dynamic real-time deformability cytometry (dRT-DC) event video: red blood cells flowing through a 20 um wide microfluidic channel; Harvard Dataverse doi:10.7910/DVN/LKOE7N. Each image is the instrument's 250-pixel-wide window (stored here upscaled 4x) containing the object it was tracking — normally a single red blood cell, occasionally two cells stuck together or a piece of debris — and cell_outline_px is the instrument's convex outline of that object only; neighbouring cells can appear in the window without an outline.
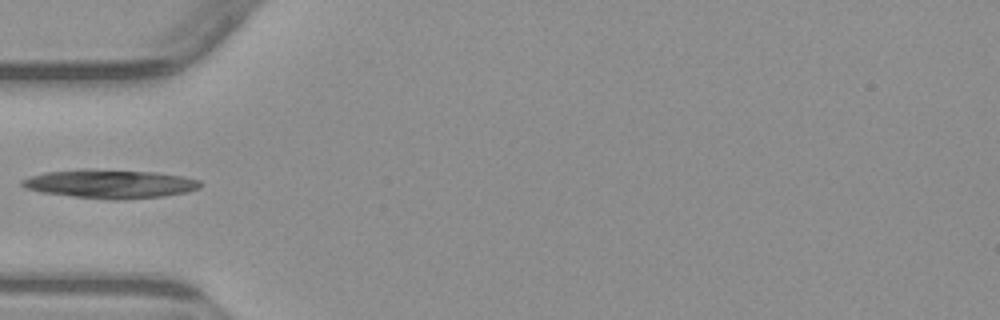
{"species": "common noctule bat (a hibernating species)", "species_latin": "Nyctalus noctula", "temperature_condition": "warm", "stored_images_in_passage": 3, "camera_frame_rate_fps": 3000, "um_per_image_px": 0.085, "animal": {"sex": "male", "body_mass_g": 23.1, "forearm_length_mm": 52.7}, "frame": {"image": 1, "passage_image": 2, "time_ms": 2.333, "image_size_px": [1000, 320], "cell_outline_px": [[200, 188], [184, 192], [164, 196], [116, 200], [112, 200], [72, 196], [40, 192], [24, 188], [20, 184], [20, 180], [44, 172], [80, 168], [88, 168], [156, 172], [184, 176], [200, 180]], "centroid_in_image_um": [9.31, 15.61], "position_along_channel_um": 75.7, "area_um2": 30.11}}
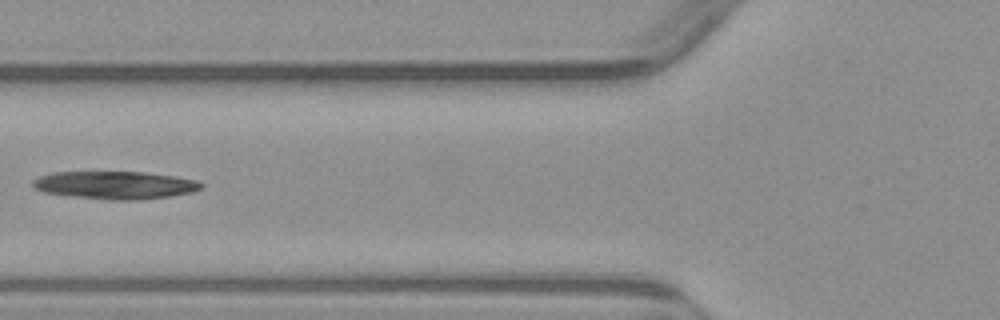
{"frame": {"image": 2, "passage_image": 3, "time_ms": 3.333, "image_size_px": [1000, 320], "cell_outline_px": [[204, 184], [200, 188], [192, 192], [168, 196], [140, 200], [108, 200], [72, 196], [44, 192], [36, 188], [32, 184], [32, 180], [40, 176], [52, 172], [144, 172], [176, 176], [196, 180]], "centroid_in_image_um": [9.79, 15.73], "position_along_channel_um": 116.0, "area_um2": 27.22}}